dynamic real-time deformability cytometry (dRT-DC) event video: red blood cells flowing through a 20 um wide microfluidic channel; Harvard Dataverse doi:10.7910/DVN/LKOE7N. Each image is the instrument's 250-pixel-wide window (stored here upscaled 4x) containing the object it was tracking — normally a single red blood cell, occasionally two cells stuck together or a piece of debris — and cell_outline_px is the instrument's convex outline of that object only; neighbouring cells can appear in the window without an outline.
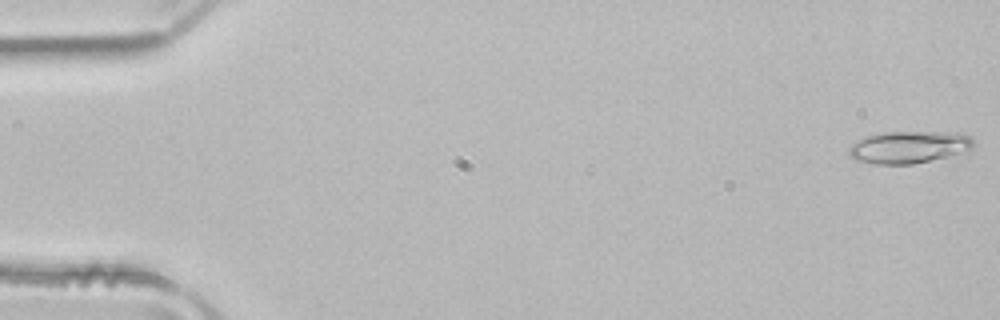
{"species": "common noctule bat (a hibernating species)", "species_latin": "Nyctalus noctula", "temperature_condition": "room temperature", "stored_images_in_passage": 47, "camera_frame_rate_fps": 3000, "um_per_image_px": 0.085, "animal": {"sex": "male", "body_mass_g": 21.5, "forearm_length_mm": 52.0}, "frame": {"image": 1, "passage_image": 1, "time_ms": 0.0, "image_size_px": [1000, 320], "cell_outline_px": [[972, 148], [948, 156], [912, 164], [872, 164], [856, 160], [848, 152], [848, 148], [852, 144], [868, 136], [884, 132], [964, 132], [972, 140]], "centroid_in_image_um": [77.24, 12.5], "position_along_channel_um": 7.8, "area_um2": 23.06}}
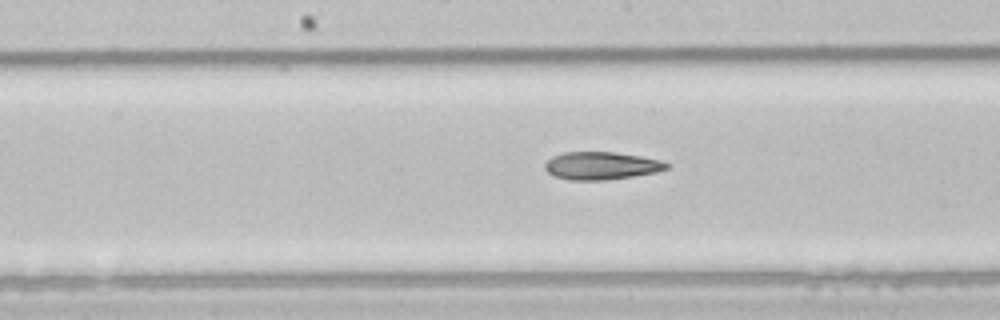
{"frame": {"image": 2, "passage_image": 26, "time_ms": 8.333, "image_size_px": [1000, 320], "cell_outline_px": [[668, 168], [656, 172], [632, 176], [604, 180], [568, 180], [552, 176], [544, 168], [544, 164], [552, 156], [564, 152], [612, 152], [640, 156], [660, 160], [668, 164]], "centroid_in_image_um": [51.05, 14.09], "position_along_channel_um": 197.1, "area_um2": 19.59}}
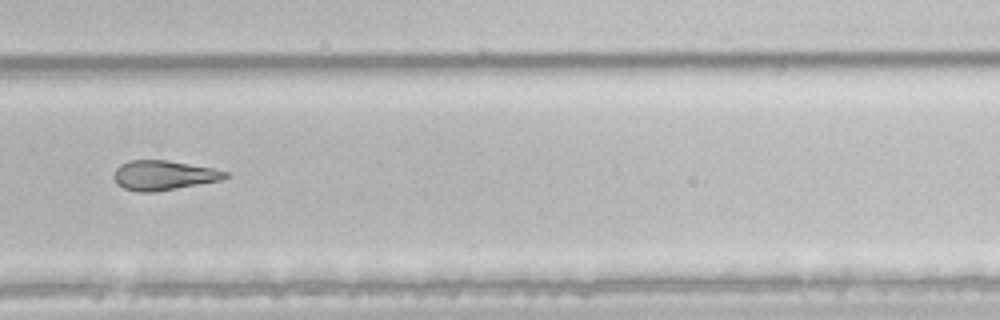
{"frame": {"image": 3, "passage_image": 35, "time_ms": 11.333, "image_size_px": [1000, 320], "cell_outline_px": [[228, 176], [220, 180], [176, 188], [152, 192], [140, 192], [124, 188], [116, 184], [112, 176], [116, 168], [120, 164], [128, 160], [168, 160], [212, 168], [228, 172]], "centroid_in_image_um": [13.84, 14.89], "position_along_channel_um": 316.0, "area_um2": 19.13}}